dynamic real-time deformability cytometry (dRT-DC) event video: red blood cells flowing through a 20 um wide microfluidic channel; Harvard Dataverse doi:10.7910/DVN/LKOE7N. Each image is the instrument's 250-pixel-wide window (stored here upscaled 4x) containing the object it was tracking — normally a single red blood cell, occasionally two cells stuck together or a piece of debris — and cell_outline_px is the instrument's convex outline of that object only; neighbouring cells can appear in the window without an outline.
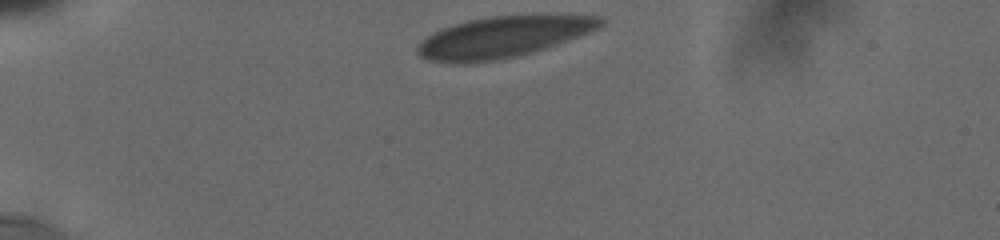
{"species": "human", "species_latin": "Homo sapiens", "temperature_condition": "cold", "stored_images_in_passage": 21, "camera_frame_rate_fps": 3000, "um_per_image_px": 0.085, "donor": {"sex": "male"}, "frame": {"image": 1, "passage_image": 1, "time_ms": 0.0, "image_size_px": [1000, 240], "cell_outline_px": [[604, 24], [600, 28], [580, 36], [532, 52], [516, 56], [496, 60], [464, 64], [456, 64], [428, 60], [420, 56], [416, 52], [416, 44], [420, 40], [444, 28], [468, 20], [488, 16], [600, 16], [604, 20]], "centroid_in_image_um": [42.7, 3.17], "position_along_channel_um": 42.3, "area_um2": 43.41}}
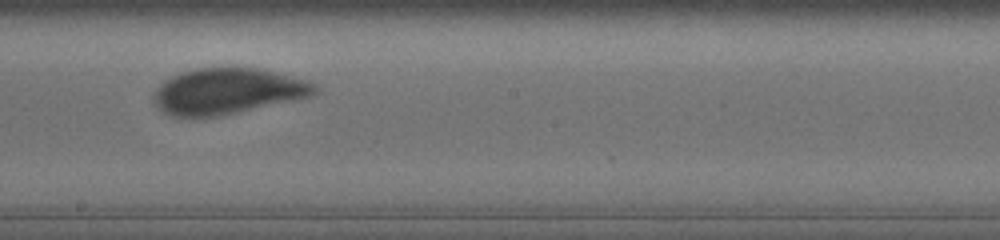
{"frame": {"image": 2, "passage_image": 12, "time_ms": 6.333, "image_size_px": [1000, 240], "cell_outline_px": [[320, 88], [312, 96], [220, 116], [172, 116], [164, 112], [156, 104], [152, 96], [156, 88], [164, 80], [180, 72], [196, 68], [256, 68], [276, 72], [308, 80], [316, 84]], "centroid_in_image_um": [19.36, 7.74], "position_along_channel_um": 228.8, "area_um2": 42.95}}
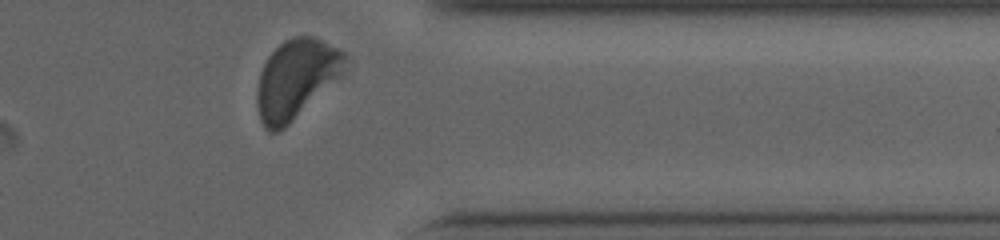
{"frame": {"image": 3, "passage_image": 21, "time_ms": 10.667, "image_size_px": [1000, 240], "cell_outline_px": [[348, 56], [344, 76], [284, 128], [276, 132], [268, 132], [264, 128], [260, 120], [256, 104], [256, 96], [260, 72], [268, 56], [284, 40], [292, 36], [312, 36], [344, 52]], "centroid_in_image_um": [25.19, 6.73], "position_along_channel_um": 386.2, "area_um2": 41.04}, "authors_computed_cell_mechanics": {"area_um2": 43.2344, "velocity_mm_per_s": 3.7319, "shape_relaxation_time_tau1_ms": 3.5465, "shape_relaxation_time_tau2_ms": null, "deformation_change_tau1": 0.1252, "deformation_change_tau2": null}}